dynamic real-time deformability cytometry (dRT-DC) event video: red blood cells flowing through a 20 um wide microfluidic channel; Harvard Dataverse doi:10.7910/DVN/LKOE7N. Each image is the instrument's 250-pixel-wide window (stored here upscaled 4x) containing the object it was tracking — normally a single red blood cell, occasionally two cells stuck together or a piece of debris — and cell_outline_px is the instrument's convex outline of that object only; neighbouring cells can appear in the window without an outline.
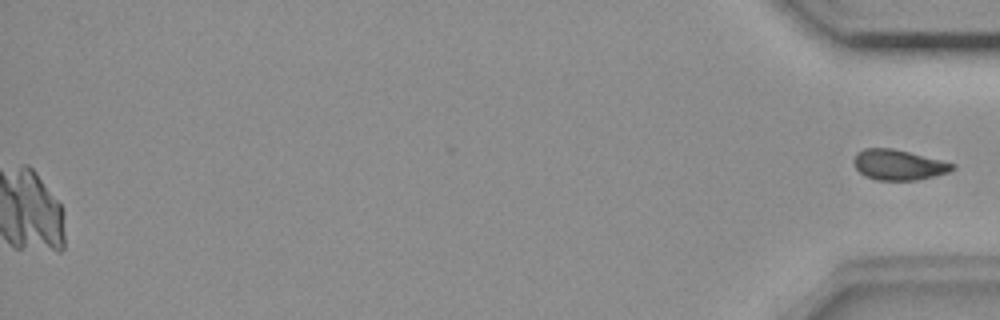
{"species": "common noctule bat (a hibernating species)", "species_latin": "Nyctalus noctula", "temperature_condition": "room temperature", "stored_images_in_passage": 56, "camera_frame_rate_fps": 3000, "um_per_image_px": 0.085, "animal": {"sex": "female", "body_mass_g": 18.4}, "frame": {"image": 1, "passage_image": 56, "time_ms": 18.333, "image_size_px": [1000, 320], "cell_outline_px": [[956, 168], [948, 172], [916, 180], [876, 180], [864, 176], [856, 168], [852, 160], [864, 148], [892, 148], [956, 164]], "centroid_in_image_um": [76.36, 14.02], "position_along_channel_um": 358.8, "area_um2": 17.22}}